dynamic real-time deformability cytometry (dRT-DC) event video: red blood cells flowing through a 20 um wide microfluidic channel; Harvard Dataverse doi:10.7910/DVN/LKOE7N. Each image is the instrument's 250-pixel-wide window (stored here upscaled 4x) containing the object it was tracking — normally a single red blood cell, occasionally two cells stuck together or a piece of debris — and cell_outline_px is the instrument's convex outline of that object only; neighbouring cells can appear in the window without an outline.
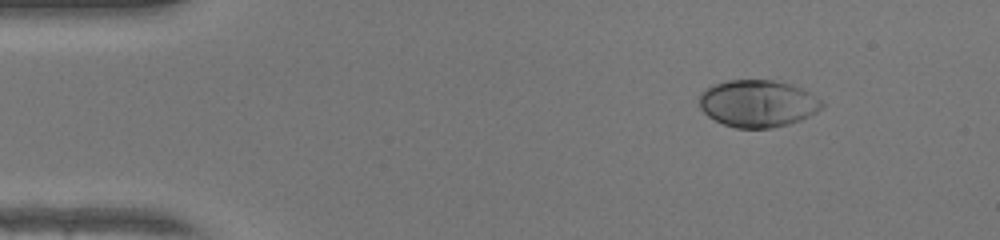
{"species": "human", "species_latin": "Homo sapiens", "temperature_condition": "warm", "stored_images_in_passage": 44, "camera_frame_rate_fps": 3000, "um_per_image_px": 0.085, "donor": {"sex": "female"}, "frame": {"image": 1, "passage_image": 1, "time_ms": 0.0, "image_size_px": [1000, 240], "cell_outline_px": [[824, 104], [816, 112], [800, 120], [788, 124], [772, 128], [736, 128], [724, 124], [708, 116], [700, 108], [700, 92], [712, 84], [728, 80], [772, 80], [792, 84], [808, 92], [820, 100]], "centroid_in_image_um": [64.38, 8.79], "position_along_channel_um": 20.6, "area_um2": 33.52}}
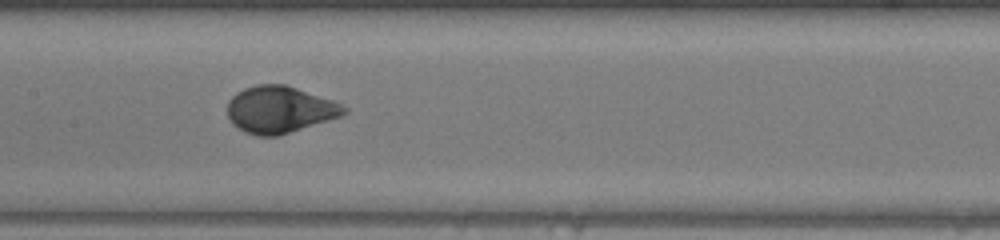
{"frame": {"image": 2, "passage_image": 19, "time_ms": 6.0, "image_size_px": [1000, 240], "cell_outline_px": [[348, 112], [344, 116], [280, 136], [256, 136], [244, 132], [232, 124], [228, 116], [228, 100], [236, 92], [244, 88], [256, 84], [284, 84], [332, 100], [348, 108]], "centroid_in_image_um": [23.78, 9.33], "position_along_channel_um": 183.6, "area_um2": 32.19}}
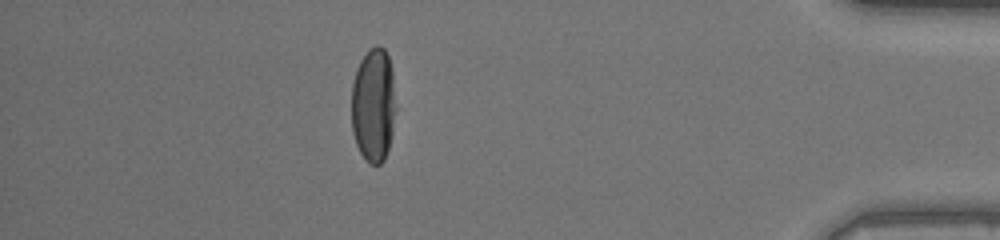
{"frame": {"image": 3, "passage_image": 38, "time_ms": 12.333, "image_size_px": [1000, 240], "cell_outline_px": [[396, 108], [392, 132], [388, 148], [384, 160], [380, 164], [368, 164], [360, 152], [356, 144], [352, 132], [352, 84], [356, 68], [360, 60], [368, 48], [376, 44], [384, 48], [388, 56], [392, 68]], "centroid_in_image_um": [31.74, 8.9], "position_along_channel_um": 403.5, "area_um2": 29.94}, "authors_computed_cell_mechanics": {"area_um2": 31.7322, "velocity_mm_per_s": 4.2201, "shape_relaxation_time_tau1_ms": 2.5807, "shape_relaxation_time_tau2_ms": null, "deformation_change_tau1": 0.1855, "deformation_change_tau2": null}}